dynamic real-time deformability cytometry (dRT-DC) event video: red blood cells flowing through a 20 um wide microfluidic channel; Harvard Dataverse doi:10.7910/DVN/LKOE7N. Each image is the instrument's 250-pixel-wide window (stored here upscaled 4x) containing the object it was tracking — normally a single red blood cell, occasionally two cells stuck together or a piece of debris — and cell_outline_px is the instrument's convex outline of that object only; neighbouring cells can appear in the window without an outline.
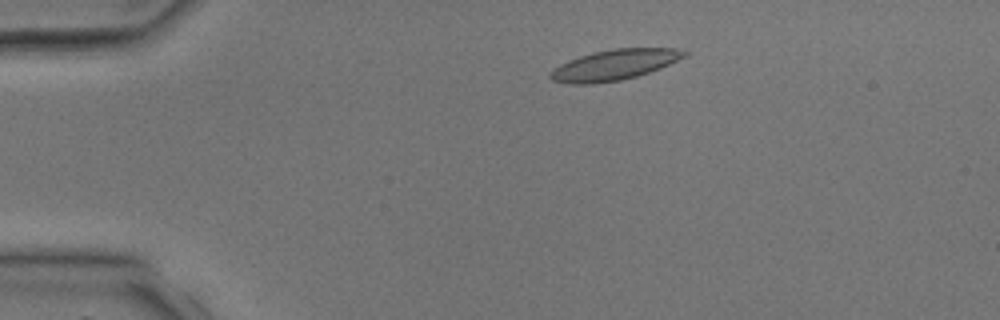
{"species": "common noctule bat (a hibernating species)", "species_latin": "Nyctalus noctula", "temperature_condition": "room temperature", "stored_images_in_passage": 3, "camera_frame_rate_fps": 3000, "um_per_image_px": 0.085, "animal": {"sex": "male", "body_mass_g": 17.9, "forearm_length_mm": 54.2}, "frame": {"image": 1, "passage_image": 3, "time_ms": 2.667, "image_size_px": [1000, 320], "cell_outline_px": [[688, 56], [660, 68], [636, 76], [620, 80], [592, 84], [568, 84], [552, 80], [548, 76], [548, 72], [552, 68], [568, 60], [580, 56], [612, 48], [676, 48], [688, 52]], "centroid_in_image_um": [52.19, 5.51], "position_along_channel_um": 32.8, "area_um2": 23.93}}